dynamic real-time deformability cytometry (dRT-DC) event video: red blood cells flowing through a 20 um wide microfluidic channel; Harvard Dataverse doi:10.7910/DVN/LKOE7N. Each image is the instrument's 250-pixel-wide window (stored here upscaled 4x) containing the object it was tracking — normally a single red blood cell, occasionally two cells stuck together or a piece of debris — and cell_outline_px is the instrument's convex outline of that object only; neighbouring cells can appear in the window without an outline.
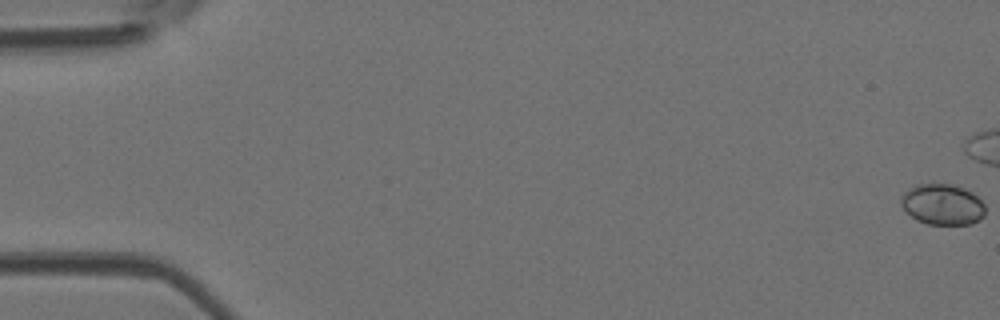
{"species": "Egyptian fruit bat (a non-hibernating species)", "species_latin": "Rousettus aegyptiacus", "temperature_condition": "room temperature", "stored_images_in_passage": 16, "camera_frame_rate_fps": 3000, "um_per_image_px": 0.085, "animal": {"sex": "female"}, "frame": {"image": 1, "passage_image": 1, "time_ms": 0.0, "image_size_px": [1000, 320], "cell_outline_px": [[984, 216], [980, 220], [972, 224], [928, 224], [916, 220], [900, 204], [900, 196], [908, 188], [916, 184], [948, 184], [964, 188], [972, 192], [984, 204]], "centroid_in_image_um": [80.1, 17.38], "position_along_channel_um": 4.9, "area_um2": 20.06}}